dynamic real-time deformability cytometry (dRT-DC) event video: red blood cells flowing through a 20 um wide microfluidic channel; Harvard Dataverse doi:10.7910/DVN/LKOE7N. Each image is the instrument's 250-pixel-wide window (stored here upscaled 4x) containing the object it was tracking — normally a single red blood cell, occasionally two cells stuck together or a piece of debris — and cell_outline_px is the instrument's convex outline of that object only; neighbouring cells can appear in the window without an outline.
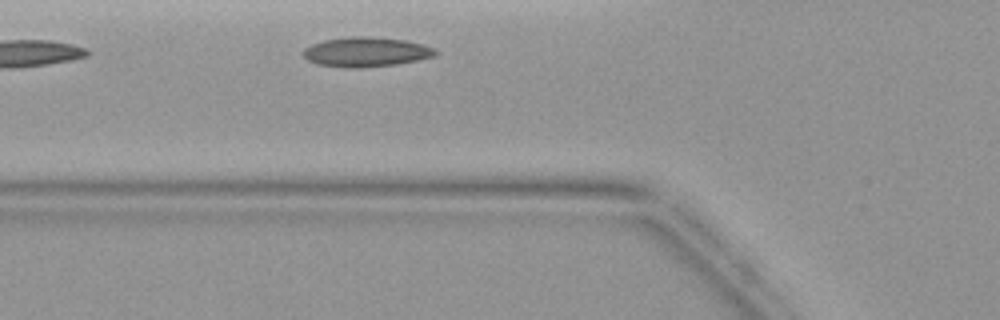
{"species": "common noctule bat (a hibernating species)", "species_latin": "Nyctalus noctula", "temperature_condition": "warm", "stored_images_in_passage": 2, "camera_frame_rate_fps": 3000, "um_per_image_px": 0.085, "animal": {"sex": "female", "body_mass_g": 19.9}, "frame": {"image": 1, "passage_image": 2, "time_ms": 1.333, "image_size_px": [1000, 320], "cell_outline_px": [[440, 52], [436, 56], [396, 64], [360, 68], [344, 68], [316, 64], [308, 60], [304, 56], [304, 48], [312, 44], [324, 40], [352, 36], [368, 36], [404, 40], [436, 48]], "centroid_in_image_um": [31.13, 4.42], "position_along_channel_um": 94.7, "area_um2": 22.89}}